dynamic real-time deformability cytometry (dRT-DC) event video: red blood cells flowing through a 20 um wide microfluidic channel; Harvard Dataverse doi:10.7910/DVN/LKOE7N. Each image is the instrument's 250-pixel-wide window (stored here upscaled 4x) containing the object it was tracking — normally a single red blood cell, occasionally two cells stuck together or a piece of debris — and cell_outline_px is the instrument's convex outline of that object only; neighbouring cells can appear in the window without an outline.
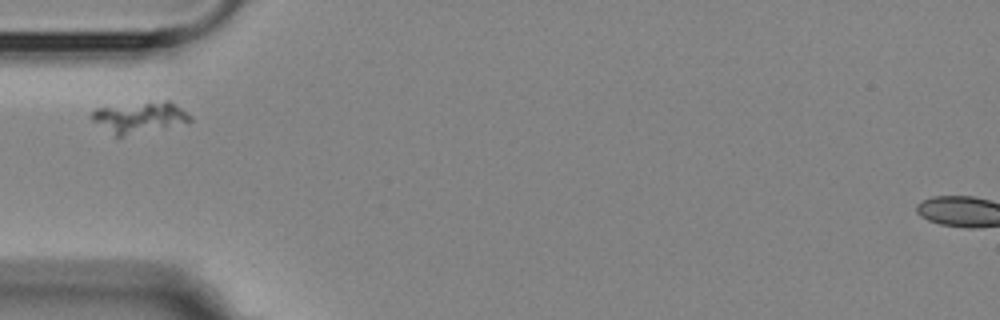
{"species": "Egyptian fruit bat (a non-hibernating species)", "species_latin": "Rousettus aegyptiacus", "temperature_condition": "room temperature", "stored_images_in_passage": 1, "camera_frame_rate_fps": 3000, "um_per_image_px": 0.085, "animal": {"sex": "female"}, "frame": {"image": 1, "passage_image": 1, "time_ms": 0.0, "image_size_px": [1000, 320], "cell_outline_px": [[192, 120], [164, 128], [120, 136], [116, 136], [92, 120], [92, 112], [96, 108], [164, 100], [168, 100], [192, 116]], "centroid_in_image_um": [11.87, 9.96], "position_along_channel_um": 73.1, "area_um2": 17.28}}